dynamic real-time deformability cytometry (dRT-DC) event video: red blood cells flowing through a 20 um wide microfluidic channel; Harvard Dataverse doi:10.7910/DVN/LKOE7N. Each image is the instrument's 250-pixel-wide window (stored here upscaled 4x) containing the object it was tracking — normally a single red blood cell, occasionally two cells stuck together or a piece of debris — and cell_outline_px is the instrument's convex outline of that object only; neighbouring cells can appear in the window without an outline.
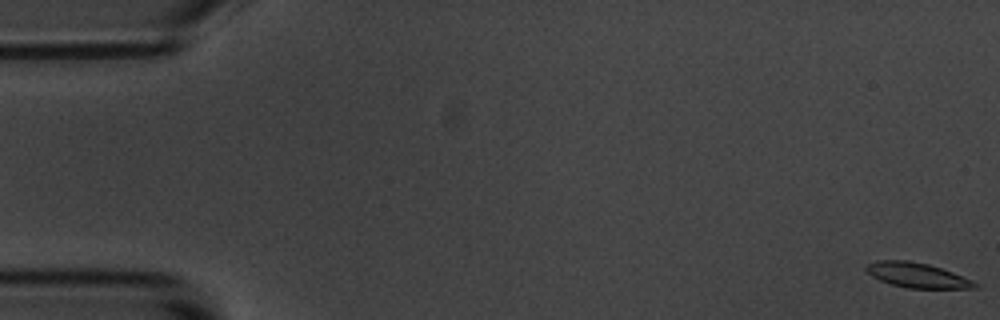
{"species": "common noctule bat (a hibernating species)", "species_latin": "Nyctalus noctula", "temperature_condition": "room temperature", "stored_images_in_passage": 4, "camera_frame_rate_fps": 3000, "um_per_image_px": 0.085, "animal": {"sex": "male", "body_mass_g": 20.1, "forearm_length_mm": 53.5}, "frame": {"image": 1, "passage_image": 1, "time_ms": 0.0, "image_size_px": [1000, 320], "cell_outline_px": [[980, 288], [908, 288], [892, 284], [880, 280], [872, 276], [864, 268], [868, 264], [876, 260], [908, 260], [928, 264], [952, 272], [972, 280], [980, 284]], "centroid_in_image_um": [77.97, 23.39], "position_along_channel_um": 7.0, "area_um2": 15.66}}